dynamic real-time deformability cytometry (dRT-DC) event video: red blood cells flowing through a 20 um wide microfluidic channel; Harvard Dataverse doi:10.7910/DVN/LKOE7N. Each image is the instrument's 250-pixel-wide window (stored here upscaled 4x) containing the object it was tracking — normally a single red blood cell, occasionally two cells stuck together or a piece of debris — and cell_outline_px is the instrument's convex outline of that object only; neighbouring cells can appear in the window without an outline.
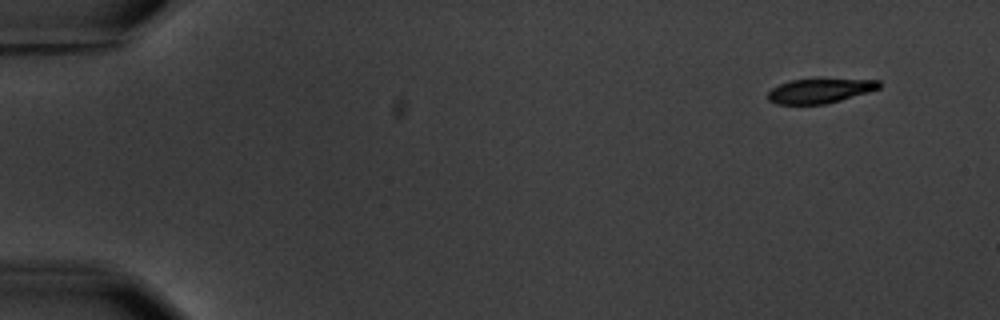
{"species": "common noctule bat (a hibernating species)", "species_latin": "Nyctalus noctula", "temperature_condition": "warm", "stored_images_in_passage": 8, "camera_frame_rate_fps": 3000, "um_per_image_px": 0.085, "animal": {"sex": "male", "body_mass_g": 20.1, "forearm_length_mm": 53.5}, "frame": {"image": 1, "passage_image": 1, "time_ms": 0.0, "image_size_px": [1000, 320], "cell_outline_px": [[880, 88], [868, 92], [840, 100], [824, 104], [776, 104], [768, 100], [768, 92], [772, 88], [780, 84], [792, 80], [880, 80]], "centroid_in_image_um": [69.65, 7.74], "position_along_channel_um": 15.3, "area_um2": 15.43}}
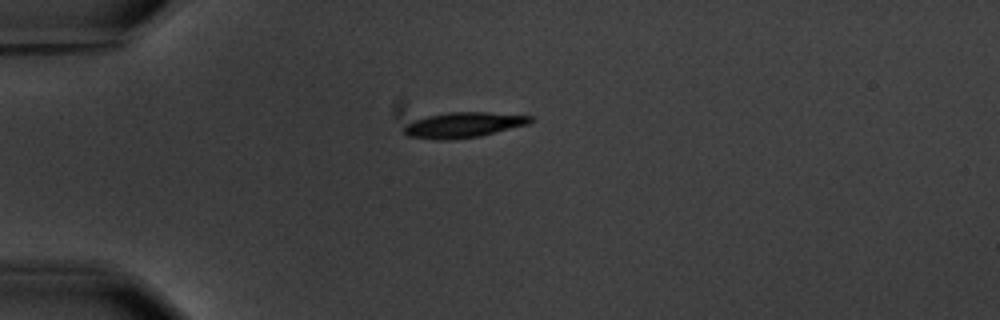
{"frame": {"image": 2, "passage_image": 4, "time_ms": 3.667, "image_size_px": [1000, 320], "cell_outline_px": [[536, 120], [528, 124], [480, 136], [448, 140], [440, 140], [408, 136], [404, 132], [404, 128], [412, 120], [428, 116], [448, 112], [488, 112], [532, 116]], "centroid_in_image_um": [39.42, 10.61], "position_along_channel_um": 45.6, "area_um2": 18.61}}
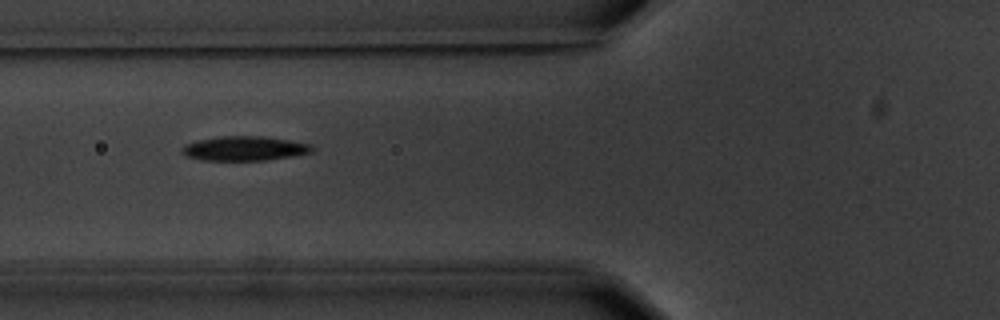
{"frame": {"image": 3, "passage_image": 6, "time_ms": 6.0, "image_size_px": [1000, 320], "cell_outline_px": [[316, 148], [312, 152], [292, 156], [264, 160], [200, 160], [184, 156], [180, 152], [180, 148], [184, 144], [196, 140], [220, 136], [260, 136], [288, 140], [312, 144]], "centroid_in_image_um": [20.73, 12.62], "position_along_channel_um": 105.1, "area_um2": 18.73}}